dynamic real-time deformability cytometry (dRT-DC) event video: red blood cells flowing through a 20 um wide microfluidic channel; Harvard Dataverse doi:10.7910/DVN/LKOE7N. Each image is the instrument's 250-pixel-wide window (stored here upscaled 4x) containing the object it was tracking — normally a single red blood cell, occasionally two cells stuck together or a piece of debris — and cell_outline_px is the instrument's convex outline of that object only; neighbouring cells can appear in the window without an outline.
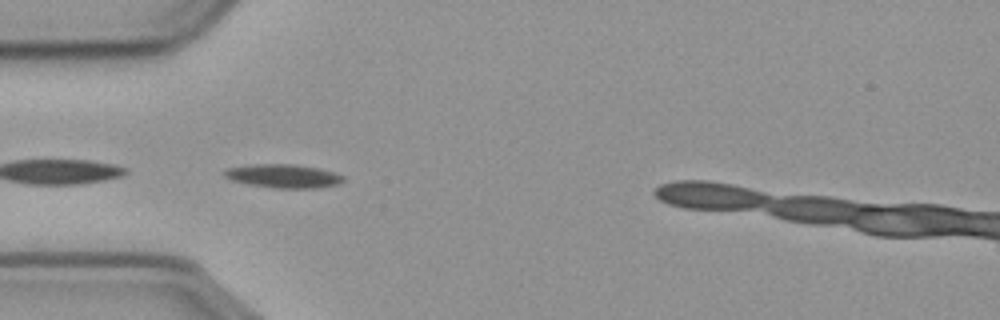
{"species": "common noctule bat (a hibernating species)", "species_latin": "Nyctalus noctula", "temperature_condition": "cold", "stored_images_in_passage": 42, "camera_frame_rate_fps": 3000, "um_per_image_px": 0.085, "animal": {"sex": "male", "body_mass_g": 23.1, "forearm_length_mm": 52.7}, "frame": {"image": 1, "passage_image": 1, "time_ms": 0.0, "image_size_px": [1000, 320], "cell_outline_px": [[344, 180], [340, 184], [320, 188], [276, 188], [248, 184], [228, 180], [224, 176], [224, 172], [228, 168], [256, 164], [292, 164], [320, 168], [344, 176]], "centroid_in_image_um": [24.1, 14.97], "position_along_channel_um": 60.9, "area_um2": 16.42}, "authors_computed_cell_mechanics": {"area_um2": 14.7679, "velocity_mm_per_s": 3.5985, "shape_relaxation_time_tau1_ms": 6.1004, "shape_relaxation_time_tau2_ms": null, "deformation_change_tau1": 0.1077, "deformation_change_tau2": null}}